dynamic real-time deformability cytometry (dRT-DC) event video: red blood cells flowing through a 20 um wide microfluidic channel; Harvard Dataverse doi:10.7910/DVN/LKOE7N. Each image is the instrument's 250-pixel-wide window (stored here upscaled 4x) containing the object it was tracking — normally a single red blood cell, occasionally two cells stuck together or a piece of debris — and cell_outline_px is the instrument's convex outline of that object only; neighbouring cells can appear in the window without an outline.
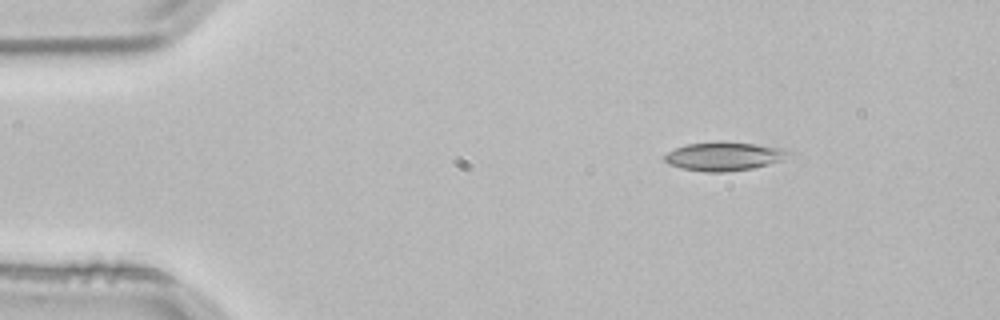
{"species": "common noctule bat (a hibernating species)", "species_latin": "Nyctalus noctula", "temperature_condition": "room temperature", "stored_images_in_passage": 4, "segment_of_instrument_passage": [2, 2], "camera_frame_rate_fps": 3000, "um_per_image_px": 0.085, "animal": {"sex": "male", "body_mass_g": 21.5, "forearm_length_mm": 52.0}, "frame": {"image": 1, "passage_image": 4, "time_ms": 1.0, "image_size_px": [1000, 320], "cell_outline_px": [[792, 152], [780, 160], [768, 164], [752, 168], [724, 172], [704, 172], [680, 168], [668, 164], [664, 160], [664, 156], [668, 152], [676, 148], [688, 144], [720, 140], [724, 140], [756, 144], [780, 148]], "centroid_in_image_um": [61.49, 13.27], "position_along_channel_um": 23.5, "area_um2": 20.75}}